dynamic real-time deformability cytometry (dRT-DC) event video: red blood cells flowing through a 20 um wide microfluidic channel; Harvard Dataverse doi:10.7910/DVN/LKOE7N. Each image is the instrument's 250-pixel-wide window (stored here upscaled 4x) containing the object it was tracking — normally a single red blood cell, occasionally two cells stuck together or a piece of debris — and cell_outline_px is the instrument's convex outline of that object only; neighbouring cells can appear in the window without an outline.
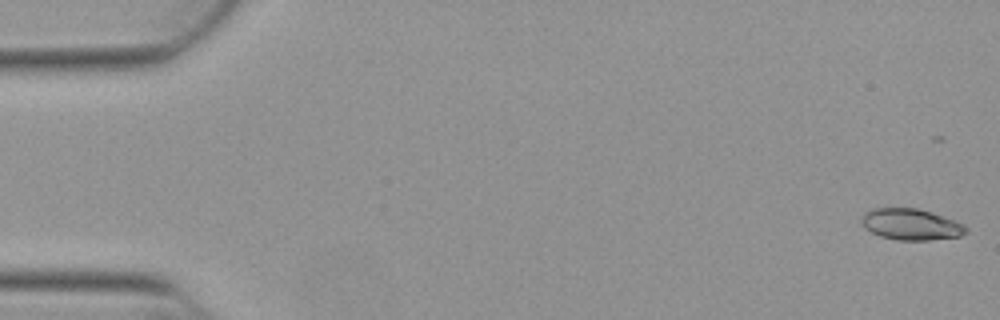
{"species": "Egyptian fruit bat (a non-hibernating species)", "species_latin": "Rousettus aegyptiacus", "temperature_condition": "warm", "stored_images_in_passage": 41, "camera_frame_rate_fps": 3000, "um_per_image_px": 0.085, "animal": {"sex": "female"}, "frame": {"image": 1, "passage_image": 1, "time_ms": 0.0, "image_size_px": [1000, 320], "cell_outline_px": [[968, 232], [960, 236], [928, 240], [896, 240], [880, 236], [864, 228], [860, 220], [864, 212], [872, 208], [916, 208], [932, 212], [964, 224], [968, 228]], "centroid_in_image_um": [77.42, 19.07], "position_along_channel_um": 7.6, "area_um2": 19.13}}
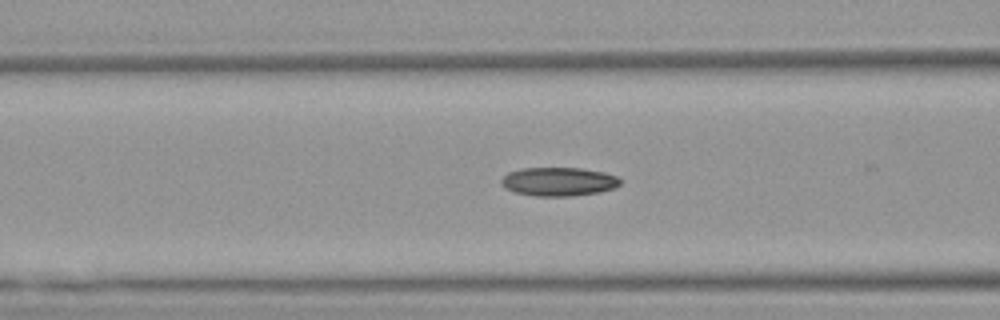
{"frame": {"image": 2, "passage_image": 21, "time_ms": 6.667, "image_size_px": [1000, 320], "cell_outline_px": [[620, 184], [616, 188], [600, 192], [572, 196], [536, 196], [516, 192], [504, 188], [500, 184], [500, 180], [508, 172], [520, 168], [580, 168], [604, 172], [616, 176], [620, 180]], "centroid_in_image_um": [47.47, 15.44], "position_along_channel_um": 119.1, "area_um2": 20.0}}
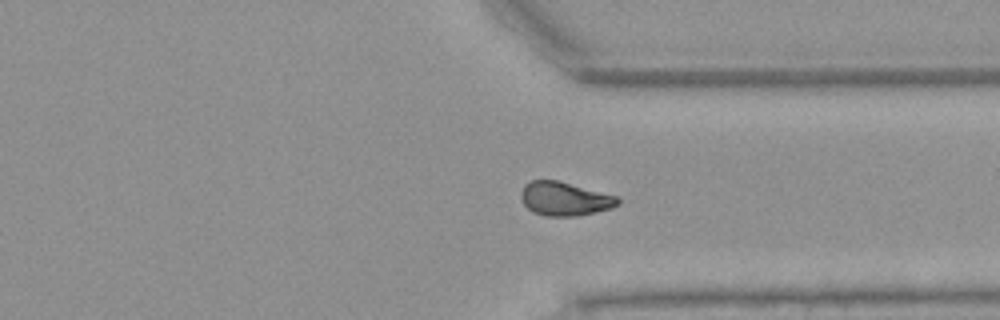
{"frame": {"image": 3, "passage_image": 40, "time_ms": 13.0, "image_size_px": [1000, 320], "cell_outline_px": [[620, 204], [612, 208], [596, 212], [576, 216], [544, 216], [532, 212], [524, 204], [520, 196], [520, 192], [524, 184], [532, 180], [556, 180], [616, 196], [620, 200]], "centroid_in_image_um": [47.97, 16.91], "position_along_channel_um": 363.4, "area_um2": 19.02}}